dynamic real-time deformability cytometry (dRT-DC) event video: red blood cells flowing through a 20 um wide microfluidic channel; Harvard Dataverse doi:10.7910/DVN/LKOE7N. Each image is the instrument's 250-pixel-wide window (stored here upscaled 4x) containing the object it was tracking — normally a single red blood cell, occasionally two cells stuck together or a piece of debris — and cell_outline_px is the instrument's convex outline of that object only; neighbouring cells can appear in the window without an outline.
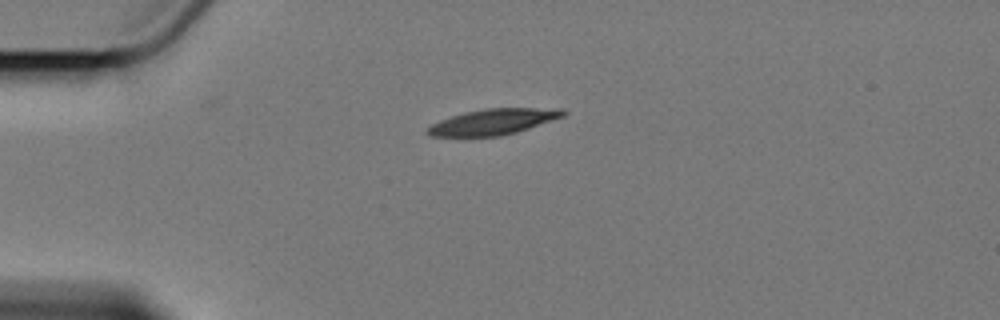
{"species": "Egyptian fruit bat (a non-hibernating species)", "species_latin": "Rousettus aegyptiacus", "temperature_condition": "cold", "stored_images_in_passage": 2, "camera_frame_rate_fps": 3000, "um_per_image_px": 0.085, "animal": {"sex": "female"}, "frame": {"image": 1, "passage_image": 1, "time_ms": 0.0, "image_size_px": [1000, 320], "cell_outline_px": [[568, 112], [564, 116], [516, 132], [500, 136], [428, 136], [424, 132], [432, 124], [440, 120], [464, 112], [484, 108], [564, 108]], "centroid_in_image_um": [41.93, 10.34], "position_along_channel_um": 43.1, "area_um2": 20.35}}